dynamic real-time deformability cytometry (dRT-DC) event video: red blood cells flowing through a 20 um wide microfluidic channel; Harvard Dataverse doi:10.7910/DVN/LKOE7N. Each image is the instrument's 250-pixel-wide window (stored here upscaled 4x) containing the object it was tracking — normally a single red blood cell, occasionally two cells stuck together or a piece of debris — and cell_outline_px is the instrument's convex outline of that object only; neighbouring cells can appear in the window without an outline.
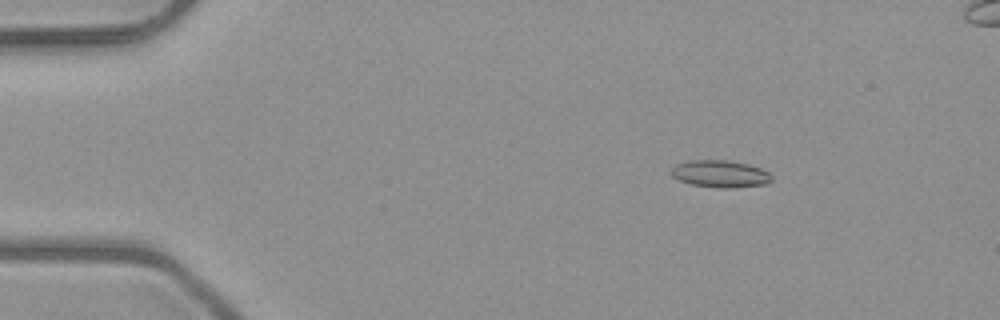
{"species": "common noctule bat (a hibernating species)", "species_latin": "Nyctalus noctula", "temperature_condition": "room temperature", "stored_images_in_passage": 46, "segment_of_instrument_passage": [1, 2], "camera_frame_rate_fps": 3000, "um_per_image_px": 0.085, "animal": {"sex": "male", "body_mass_g": 23.1, "forearm_length_mm": 52.7}, "frame": {"image": 1, "passage_image": 1, "time_ms": 0.0, "image_size_px": [1000, 320], "cell_outline_px": [[772, 180], [764, 184], [732, 188], [720, 188], [692, 184], [680, 180], [672, 176], [668, 172], [676, 164], [688, 160], [728, 160], [748, 164], [760, 168], [768, 172], [772, 176]], "centroid_in_image_um": [61.19, 14.77], "position_along_channel_um": 23.8, "area_um2": 15.9}}
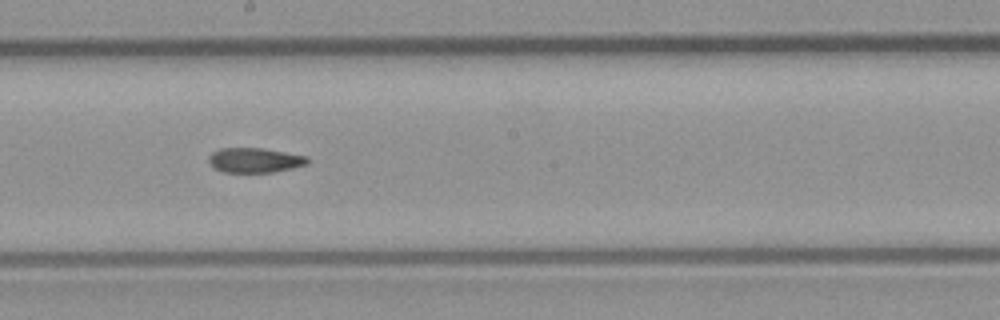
{"frame": {"image": 2, "passage_image": 22, "time_ms": 7.0, "image_size_px": [1000, 320], "cell_outline_px": [[308, 164], [292, 168], [272, 172], [224, 172], [216, 168], [208, 160], [208, 156], [212, 152], [220, 148], [260, 148], [308, 156]], "centroid_in_image_um": [21.66, 13.61], "position_along_channel_um": 226.5, "area_um2": 14.1}}
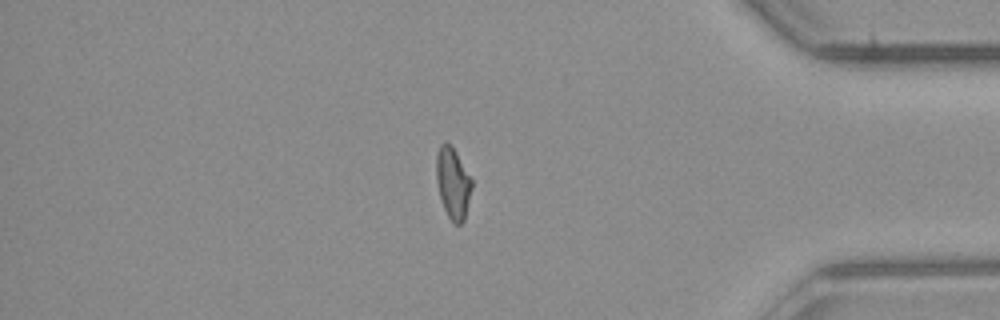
{"frame": {"image": 3, "passage_image": 37, "time_ms": 12.0, "image_size_px": [1000, 320], "cell_outline_px": [[472, 188], [464, 220], [460, 224], [456, 224], [448, 216], [444, 208], [440, 196], [436, 180], [436, 156], [440, 144], [448, 144], [456, 152], [472, 180]], "centroid_in_image_um": [38.49, 15.58], "position_along_channel_um": 396.7, "area_um2": 14.39}}